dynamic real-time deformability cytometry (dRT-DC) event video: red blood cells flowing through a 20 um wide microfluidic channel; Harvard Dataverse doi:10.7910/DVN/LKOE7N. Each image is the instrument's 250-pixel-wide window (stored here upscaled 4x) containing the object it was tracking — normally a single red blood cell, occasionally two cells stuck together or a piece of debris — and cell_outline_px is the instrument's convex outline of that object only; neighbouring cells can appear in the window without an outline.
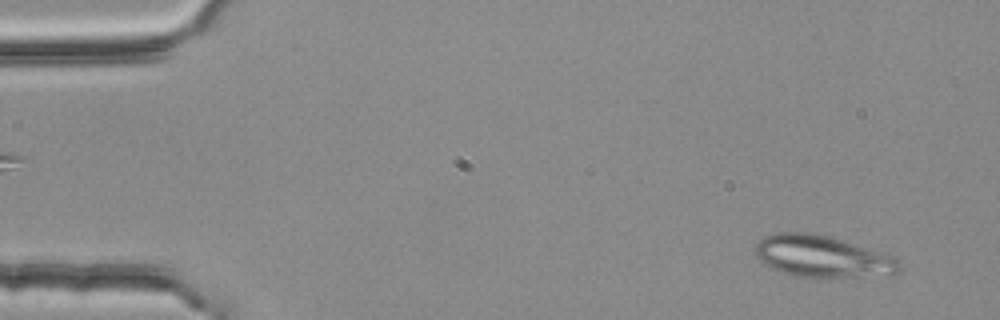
{"species": "common noctule bat (a hibernating species)", "species_latin": "Nyctalus noctula", "temperature_condition": "room temperature", "stored_images_in_passage": 51, "segment_of_instrument_passage": [1, 2], "camera_frame_rate_fps": 3000, "um_per_image_px": 0.085, "animal": {"sex": "female", "body_mass_g": 25.1}, "frame": {"image": 1, "passage_image": 3, "time_ms": 0.667, "image_size_px": [1000, 320], "cell_outline_px": [[900, 272], [816, 280], [796, 276], [772, 268], [764, 264], [756, 256], [756, 244], [764, 236], [780, 232], [812, 232], [884, 252], [900, 260]], "centroid_in_image_um": [69.88, 21.81], "position_along_channel_um": 15.1, "area_um2": 35.2}}